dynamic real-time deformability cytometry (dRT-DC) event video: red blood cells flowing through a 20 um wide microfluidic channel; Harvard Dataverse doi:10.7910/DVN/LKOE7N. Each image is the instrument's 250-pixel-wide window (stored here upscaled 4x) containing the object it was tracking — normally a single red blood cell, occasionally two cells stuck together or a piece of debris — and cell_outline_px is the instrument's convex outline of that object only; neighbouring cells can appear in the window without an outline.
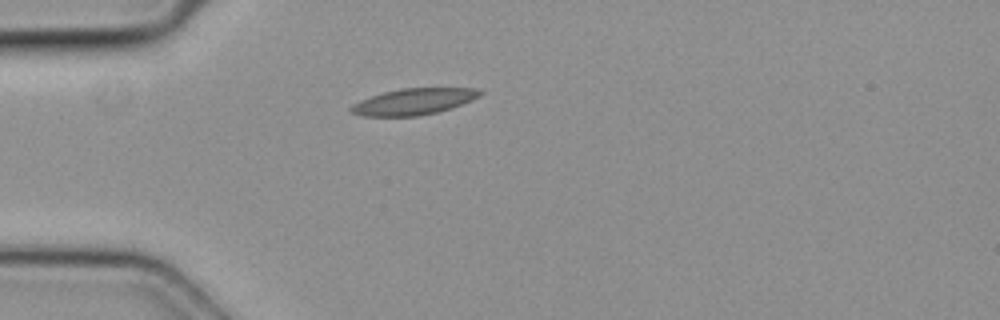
{"species": "common noctule bat (a hibernating species)", "species_latin": "Nyctalus noctula", "temperature_condition": "cold", "stored_images_in_passage": 22, "camera_frame_rate_fps": 3000, "um_per_image_px": 0.085, "animal": {"sex": "female", "body_mass_g": 19.3, "forearm_length_mm": 54.1}, "frame": {"image": 1, "passage_image": 1, "time_ms": 0.0, "image_size_px": [1000, 320], "cell_outline_px": [[484, 92], [480, 96], [472, 100], [436, 112], [416, 116], [360, 116], [352, 112], [348, 108], [352, 104], [360, 100], [384, 92], [404, 88], [476, 88]], "centroid_in_image_um": [35.14, 8.63], "position_along_channel_um": 49.9, "area_um2": 19.54}}
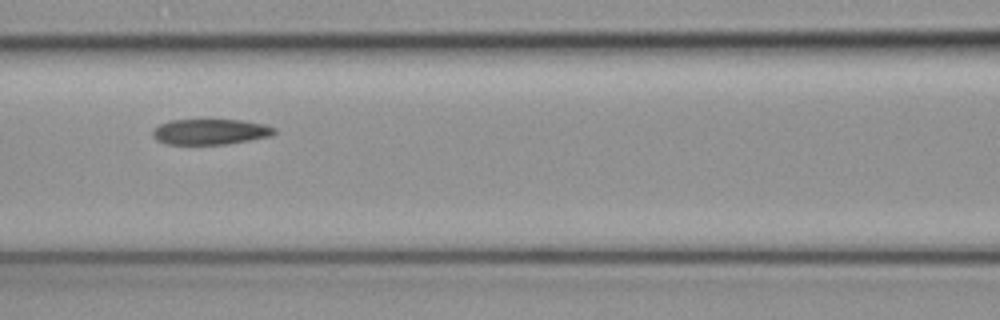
{"frame": {"image": 2, "passage_image": 9, "time_ms": 2.667, "image_size_px": [1000, 320], "cell_outline_px": [[276, 132], [272, 136], [228, 144], [164, 144], [156, 140], [152, 136], [152, 132], [160, 124], [168, 120], [240, 120], [264, 124], [276, 128]], "centroid_in_image_um": [17.88, 11.2], "position_along_channel_um": 148.7, "area_um2": 18.21}}
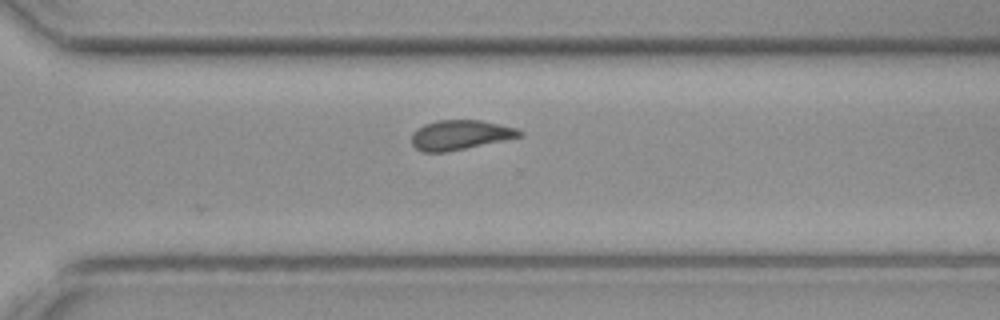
{"frame": {"image": 3, "passage_image": 22, "time_ms": 7.0, "image_size_px": [1000, 320], "cell_outline_px": [[524, 132], [520, 136], [448, 152], [424, 152], [416, 148], [412, 144], [412, 132], [416, 128], [424, 124], [436, 120], [480, 120], [516, 128]], "centroid_in_image_um": [39.05, 11.46], "position_along_channel_um": 331.5, "area_um2": 18.5}}